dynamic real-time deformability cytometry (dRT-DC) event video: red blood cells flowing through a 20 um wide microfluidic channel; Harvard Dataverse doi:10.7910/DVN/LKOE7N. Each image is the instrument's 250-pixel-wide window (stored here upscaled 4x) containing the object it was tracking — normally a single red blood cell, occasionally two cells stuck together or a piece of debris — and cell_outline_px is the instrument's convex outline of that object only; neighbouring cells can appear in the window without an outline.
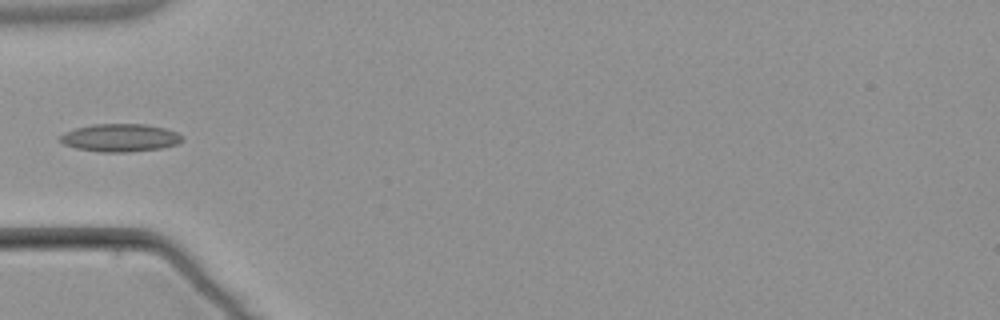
{"species": "common noctule bat (a hibernating species)", "species_latin": "Nyctalus noctula", "temperature_condition": "warm", "stored_images_in_passage": 7, "camera_frame_rate_fps": 3000, "um_per_image_px": 0.085, "animal": {"sex": "male", "body_mass_g": 21.5, "forearm_length_mm": 52.0}, "frame": {"image": 1, "passage_image": 6, "time_ms": 7.0, "image_size_px": [1000, 320], "cell_outline_px": [[184, 140], [176, 144], [160, 148], [128, 152], [100, 152], [76, 148], [64, 144], [60, 140], [60, 136], [64, 132], [76, 128], [92, 124], [144, 124], [164, 128], [176, 132], [184, 136]], "centroid_in_image_um": [10.22, 11.71], "position_along_channel_um": 74.8, "area_um2": 19.77}}
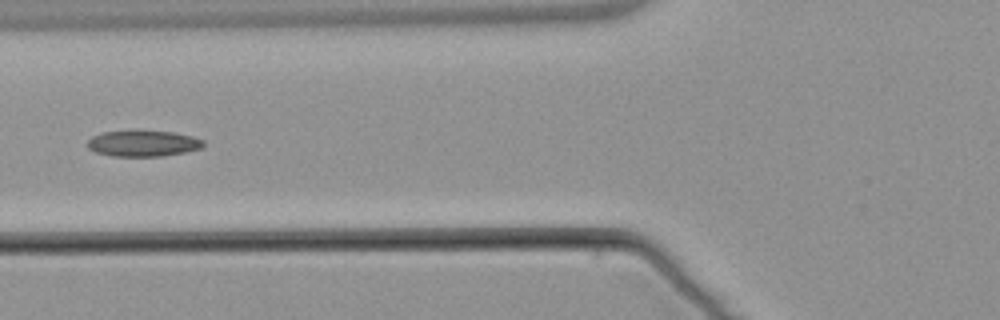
{"frame": {"image": 2, "passage_image": 7, "time_ms": 8.0, "image_size_px": [1000, 320], "cell_outline_px": [[204, 144], [200, 148], [184, 152], [160, 156], [112, 156], [96, 152], [88, 148], [88, 140], [92, 136], [100, 132], [132, 128], [136, 128], [172, 132], [192, 136], [204, 140]], "centroid_in_image_um": [12.11, 12.14], "position_along_channel_um": 113.7, "area_um2": 18.21}}